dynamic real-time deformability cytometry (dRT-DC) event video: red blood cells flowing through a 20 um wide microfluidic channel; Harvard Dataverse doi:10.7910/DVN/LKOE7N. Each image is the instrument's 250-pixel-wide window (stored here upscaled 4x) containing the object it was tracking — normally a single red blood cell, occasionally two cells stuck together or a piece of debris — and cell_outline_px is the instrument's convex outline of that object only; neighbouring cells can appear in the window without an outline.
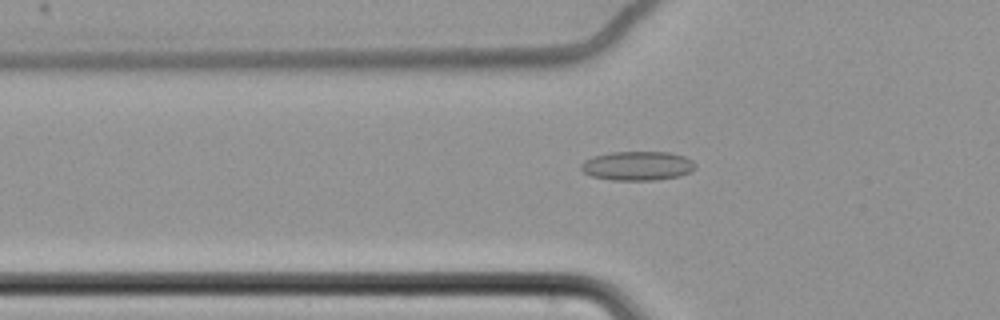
{"species": "common noctule bat (a hibernating species)", "species_latin": "Nyctalus noctula", "temperature_condition": "cold", "stored_images_in_passage": 53, "camera_frame_rate_fps": 3000, "um_per_image_px": 0.085, "animal": {"sex": "female", "body_mass_g": 22.7, "forearm_length_mm": 54.2}, "frame": {"image": 1, "passage_image": 17, "time_ms": 5.333, "image_size_px": [1000, 320], "cell_outline_px": [[696, 168], [692, 172], [680, 176], [656, 180], [612, 180], [592, 176], [584, 172], [580, 168], [580, 164], [584, 160], [592, 156], [608, 152], [668, 152], [684, 156], [692, 160], [696, 164]], "centroid_in_image_um": [54.19, 14.09], "position_along_channel_um": 71.6, "area_um2": 19.65}}
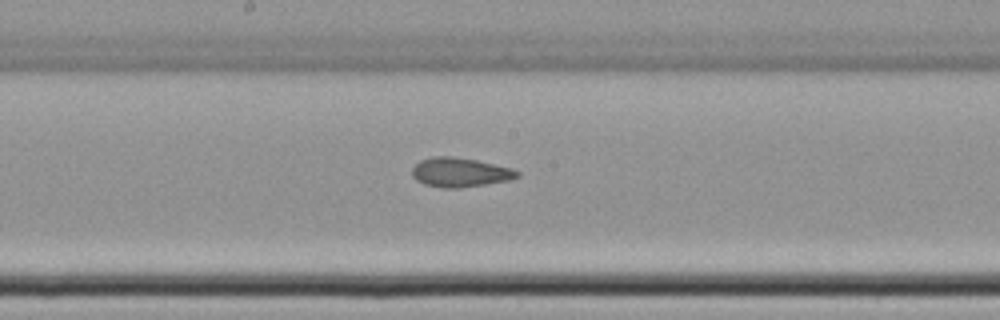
{"frame": {"image": 2, "passage_image": 29, "time_ms": 9.333, "image_size_px": [1000, 320], "cell_outline_px": [[520, 176], [512, 180], [460, 188], [444, 188], [424, 184], [416, 180], [412, 176], [412, 168], [420, 160], [432, 156], [452, 156], [476, 160], [512, 168], [520, 172]], "centroid_in_image_um": [39.11, 14.65], "position_along_channel_um": 209.1, "area_um2": 18.09}}
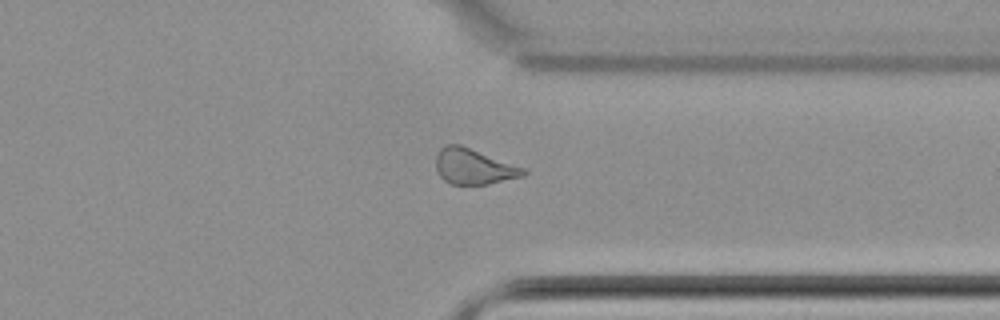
{"frame": {"image": 3, "passage_image": 43, "time_ms": 14.0, "image_size_px": [1000, 320], "cell_outline_px": [[528, 172], [524, 176], [488, 184], [448, 184], [436, 172], [436, 152], [444, 144], [460, 144], [524, 168]], "centroid_in_image_um": [40.22, 14.15], "position_along_channel_um": 371.2, "area_um2": 18.21}}